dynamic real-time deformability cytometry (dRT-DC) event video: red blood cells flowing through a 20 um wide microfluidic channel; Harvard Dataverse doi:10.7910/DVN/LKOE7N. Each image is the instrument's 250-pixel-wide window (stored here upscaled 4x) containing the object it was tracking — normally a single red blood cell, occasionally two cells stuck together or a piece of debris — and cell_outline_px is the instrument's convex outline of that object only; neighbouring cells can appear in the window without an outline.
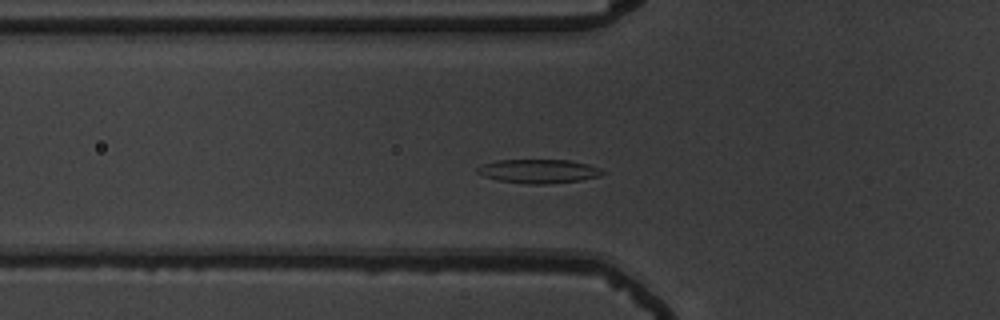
{"species": "common noctule bat (a hibernating species)", "species_latin": "Nyctalus noctula", "temperature_condition": "warm", "stored_images_in_passage": 43, "camera_frame_rate_fps": 3000, "um_per_image_px": 0.085, "animal": {"sex": "male", "body_mass_g": 19.5, "forearm_length_mm": 54.6}, "frame": {"image": 1, "passage_image": 7, "time_ms": 2.0, "image_size_px": [1000, 320], "cell_outline_px": [[604, 172], [600, 176], [580, 180], [548, 184], [528, 184], [500, 180], [484, 176], [476, 172], [476, 168], [484, 164], [496, 160], [568, 160], [588, 164], [600, 168]], "centroid_in_image_um": [45.79, 14.55], "position_along_channel_um": 80.0, "area_um2": 17.28}}
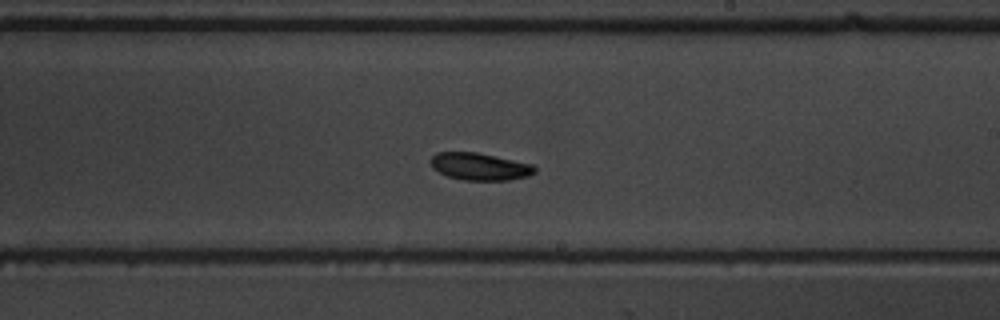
{"frame": {"image": 2, "passage_image": 21, "time_ms": 6.667, "image_size_px": [1000, 320], "cell_outline_px": [[536, 172], [528, 176], [508, 180], [464, 180], [448, 176], [432, 168], [428, 160], [436, 152], [476, 152], [532, 164], [536, 168]], "centroid_in_image_um": [40.75, 14.15], "position_along_channel_um": 248.3, "area_um2": 16.53}}
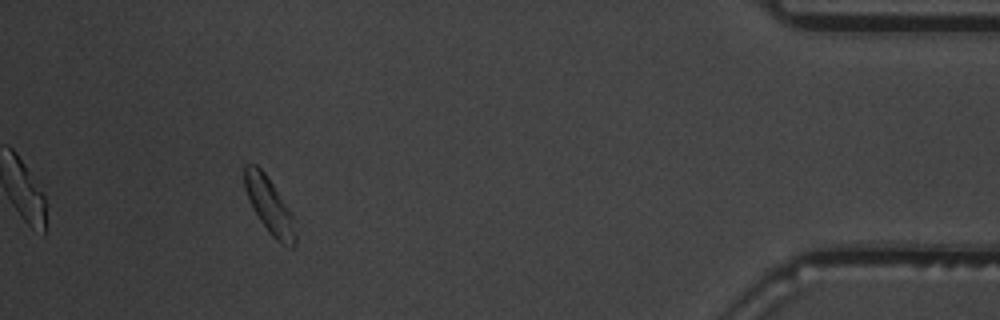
{"frame": {"image": 3, "passage_image": 39, "time_ms": 12.667, "image_size_px": [1000, 320], "cell_outline_px": [[296, 244], [292, 248], [288, 248], [276, 240], [268, 232], [252, 208], [248, 200], [244, 188], [244, 164], [256, 164], [264, 172], [288, 208], [292, 216], [296, 236]], "centroid_in_image_um": [22.87, 17.5], "position_along_channel_um": 412.3, "area_um2": 16.47}, "authors_computed_cell_mechanics": {"area_um2": 16.5308, "velocity_mm_per_s": 3.6105, "shape_relaxation_time_tau1_ms": 3.7516, "shape_relaxation_time_tau2_ms": 8.6087, "deformation_change_tau1": 0.1479, "deformation_change_tau2": 0.116}}